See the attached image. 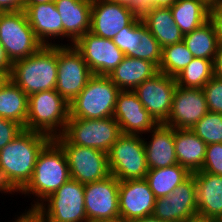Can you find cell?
<instances>
[{
	"label": "cell",
	"instance_id": "5b68a950",
	"mask_svg": "<svg viewBox=\"0 0 222 222\" xmlns=\"http://www.w3.org/2000/svg\"><path fill=\"white\" fill-rule=\"evenodd\" d=\"M120 91L108 76L93 74L83 90L69 103V118L113 117Z\"/></svg>",
	"mask_w": 222,
	"mask_h": 222
},
{
	"label": "cell",
	"instance_id": "816d5d0a",
	"mask_svg": "<svg viewBox=\"0 0 222 222\" xmlns=\"http://www.w3.org/2000/svg\"><path fill=\"white\" fill-rule=\"evenodd\" d=\"M184 222H208V220H206L204 218L196 217L194 219L187 220V221H184Z\"/></svg>",
	"mask_w": 222,
	"mask_h": 222
},
{
	"label": "cell",
	"instance_id": "d6986e66",
	"mask_svg": "<svg viewBox=\"0 0 222 222\" xmlns=\"http://www.w3.org/2000/svg\"><path fill=\"white\" fill-rule=\"evenodd\" d=\"M155 199L156 198L145 179L120 181V222H132L152 215Z\"/></svg>",
	"mask_w": 222,
	"mask_h": 222
},
{
	"label": "cell",
	"instance_id": "ffe728a7",
	"mask_svg": "<svg viewBox=\"0 0 222 222\" xmlns=\"http://www.w3.org/2000/svg\"><path fill=\"white\" fill-rule=\"evenodd\" d=\"M196 183L198 217L206 220L222 218V176L198 171L192 173Z\"/></svg>",
	"mask_w": 222,
	"mask_h": 222
},
{
	"label": "cell",
	"instance_id": "ac0fdd59",
	"mask_svg": "<svg viewBox=\"0 0 222 222\" xmlns=\"http://www.w3.org/2000/svg\"><path fill=\"white\" fill-rule=\"evenodd\" d=\"M113 118L119 124L122 134H148L158 124L133 90H121L118 93Z\"/></svg>",
	"mask_w": 222,
	"mask_h": 222
},
{
	"label": "cell",
	"instance_id": "484cf974",
	"mask_svg": "<svg viewBox=\"0 0 222 222\" xmlns=\"http://www.w3.org/2000/svg\"><path fill=\"white\" fill-rule=\"evenodd\" d=\"M141 19L162 48L183 41L170 7H152Z\"/></svg>",
	"mask_w": 222,
	"mask_h": 222
},
{
	"label": "cell",
	"instance_id": "30bf717a",
	"mask_svg": "<svg viewBox=\"0 0 222 222\" xmlns=\"http://www.w3.org/2000/svg\"><path fill=\"white\" fill-rule=\"evenodd\" d=\"M113 117L104 119L69 118L63 135L73 144L109 153L121 135Z\"/></svg>",
	"mask_w": 222,
	"mask_h": 222
},
{
	"label": "cell",
	"instance_id": "83f0119b",
	"mask_svg": "<svg viewBox=\"0 0 222 222\" xmlns=\"http://www.w3.org/2000/svg\"><path fill=\"white\" fill-rule=\"evenodd\" d=\"M170 9L183 35L196 30L210 19V7L201 0H176Z\"/></svg>",
	"mask_w": 222,
	"mask_h": 222
},
{
	"label": "cell",
	"instance_id": "7a4b0ae2",
	"mask_svg": "<svg viewBox=\"0 0 222 222\" xmlns=\"http://www.w3.org/2000/svg\"><path fill=\"white\" fill-rule=\"evenodd\" d=\"M57 45H43L37 52L12 64L9 78L27 96L55 89L57 83Z\"/></svg>",
	"mask_w": 222,
	"mask_h": 222
},
{
	"label": "cell",
	"instance_id": "60d3db41",
	"mask_svg": "<svg viewBox=\"0 0 222 222\" xmlns=\"http://www.w3.org/2000/svg\"><path fill=\"white\" fill-rule=\"evenodd\" d=\"M16 216L13 222H47L37 208H29L27 211L25 209L24 213Z\"/></svg>",
	"mask_w": 222,
	"mask_h": 222
},
{
	"label": "cell",
	"instance_id": "52a82bcc",
	"mask_svg": "<svg viewBox=\"0 0 222 222\" xmlns=\"http://www.w3.org/2000/svg\"><path fill=\"white\" fill-rule=\"evenodd\" d=\"M84 189V184L71 178L45 199L37 209L47 222H88Z\"/></svg>",
	"mask_w": 222,
	"mask_h": 222
},
{
	"label": "cell",
	"instance_id": "e575fe53",
	"mask_svg": "<svg viewBox=\"0 0 222 222\" xmlns=\"http://www.w3.org/2000/svg\"><path fill=\"white\" fill-rule=\"evenodd\" d=\"M130 57L148 60L159 67L162 58V47L147 28L141 32L140 44Z\"/></svg>",
	"mask_w": 222,
	"mask_h": 222
},
{
	"label": "cell",
	"instance_id": "4fadbf2b",
	"mask_svg": "<svg viewBox=\"0 0 222 222\" xmlns=\"http://www.w3.org/2000/svg\"><path fill=\"white\" fill-rule=\"evenodd\" d=\"M73 45L95 75L109 76L125 57L112 39L96 36L90 31Z\"/></svg>",
	"mask_w": 222,
	"mask_h": 222
},
{
	"label": "cell",
	"instance_id": "7402d4cb",
	"mask_svg": "<svg viewBox=\"0 0 222 222\" xmlns=\"http://www.w3.org/2000/svg\"><path fill=\"white\" fill-rule=\"evenodd\" d=\"M63 25V39L70 38L73 45L90 31L92 0H55Z\"/></svg>",
	"mask_w": 222,
	"mask_h": 222
},
{
	"label": "cell",
	"instance_id": "3957f363",
	"mask_svg": "<svg viewBox=\"0 0 222 222\" xmlns=\"http://www.w3.org/2000/svg\"><path fill=\"white\" fill-rule=\"evenodd\" d=\"M50 140L45 134L24 129L0 150V168L23 189L32 178L39 153Z\"/></svg>",
	"mask_w": 222,
	"mask_h": 222
},
{
	"label": "cell",
	"instance_id": "f6af8a7d",
	"mask_svg": "<svg viewBox=\"0 0 222 222\" xmlns=\"http://www.w3.org/2000/svg\"><path fill=\"white\" fill-rule=\"evenodd\" d=\"M12 64L13 63L8 58L5 49L0 41V71H4L10 76Z\"/></svg>",
	"mask_w": 222,
	"mask_h": 222
},
{
	"label": "cell",
	"instance_id": "d6a6232c",
	"mask_svg": "<svg viewBox=\"0 0 222 222\" xmlns=\"http://www.w3.org/2000/svg\"><path fill=\"white\" fill-rule=\"evenodd\" d=\"M193 131L207 145L222 143V114L208 111L192 128Z\"/></svg>",
	"mask_w": 222,
	"mask_h": 222
},
{
	"label": "cell",
	"instance_id": "d4e9b609",
	"mask_svg": "<svg viewBox=\"0 0 222 222\" xmlns=\"http://www.w3.org/2000/svg\"><path fill=\"white\" fill-rule=\"evenodd\" d=\"M158 72V67L148 60L125 56L108 77L120 90H134Z\"/></svg>",
	"mask_w": 222,
	"mask_h": 222
},
{
	"label": "cell",
	"instance_id": "ba28073f",
	"mask_svg": "<svg viewBox=\"0 0 222 222\" xmlns=\"http://www.w3.org/2000/svg\"><path fill=\"white\" fill-rule=\"evenodd\" d=\"M0 41L12 63L34 54L43 46L24 10L0 12Z\"/></svg>",
	"mask_w": 222,
	"mask_h": 222
},
{
	"label": "cell",
	"instance_id": "7c38bea8",
	"mask_svg": "<svg viewBox=\"0 0 222 222\" xmlns=\"http://www.w3.org/2000/svg\"><path fill=\"white\" fill-rule=\"evenodd\" d=\"M119 183L111 174L85 184L84 201L88 222H120Z\"/></svg>",
	"mask_w": 222,
	"mask_h": 222
},
{
	"label": "cell",
	"instance_id": "ee69618b",
	"mask_svg": "<svg viewBox=\"0 0 222 222\" xmlns=\"http://www.w3.org/2000/svg\"><path fill=\"white\" fill-rule=\"evenodd\" d=\"M213 76L222 80V43L218 44L213 61Z\"/></svg>",
	"mask_w": 222,
	"mask_h": 222
},
{
	"label": "cell",
	"instance_id": "603a6c76",
	"mask_svg": "<svg viewBox=\"0 0 222 222\" xmlns=\"http://www.w3.org/2000/svg\"><path fill=\"white\" fill-rule=\"evenodd\" d=\"M175 128L164 123L157 124L148 133L150 141H145L146 163L148 169L164 168L178 163L174 145Z\"/></svg>",
	"mask_w": 222,
	"mask_h": 222
},
{
	"label": "cell",
	"instance_id": "db71d44e",
	"mask_svg": "<svg viewBox=\"0 0 222 222\" xmlns=\"http://www.w3.org/2000/svg\"><path fill=\"white\" fill-rule=\"evenodd\" d=\"M208 222H222V221L218 219V220H208Z\"/></svg>",
	"mask_w": 222,
	"mask_h": 222
},
{
	"label": "cell",
	"instance_id": "8992f818",
	"mask_svg": "<svg viewBox=\"0 0 222 222\" xmlns=\"http://www.w3.org/2000/svg\"><path fill=\"white\" fill-rule=\"evenodd\" d=\"M108 167L119 181L145 179L148 167L143 136L121 134L108 153Z\"/></svg>",
	"mask_w": 222,
	"mask_h": 222
},
{
	"label": "cell",
	"instance_id": "d590c367",
	"mask_svg": "<svg viewBox=\"0 0 222 222\" xmlns=\"http://www.w3.org/2000/svg\"><path fill=\"white\" fill-rule=\"evenodd\" d=\"M202 89L208 110L222 114V80L213 76Z\"/></svg>",
	"mask_w": 222,
	"mask_h": 222
},
{
	"label": "cell",
	"instance_id": "e0dca14e",
	"mask_svg": "<svg viewBox=\"0 0 222 222\" xmlns=\"http://www.w3.org/2000/svg\"><path fill=\"white\" fill-rule=\"evenodd\" d=\"M202 88L177 86L169 116L164 123L176 129H190L208 112Z\"/></svg>",
	"mask_w": 222,
	"mask_h": 222
},
{
	"label": "cell",
	"instance_id": "836d02e7",
	"mask_svg": "<svg viewBox=\"0 0 222 222\" xmlns=\"http://www.w3.org/2000/svg\"><path fill=\"white\" fill-rule=\"evenodd\" d=\"M145 28L146 25L140 18L133 26L124 27L118 32L112 41L125 54V56H130L140 44L141 32Z\"/></svg>",
	"mask_w": 222,
	"mask_h": 222
},
{
	"label": "cell",
	"instance_id": "4dcf8cb0",
	"mask_svg": "<svg viewBox=\"0 0 222 222\" xmlns=\"http://www.w3.org/2000/svg\"><path fill=\"white\" fill-rule=\"evenodd\" d=\"M213 77V61L193 58L192 61L175 76L177 86L184 88H203Z\"/></svg>",
	"mask_w": 222,
	"mask_h": 222
},
{
	"label": "cell",
	"instance_id": "681fc988",
	"mask_svg": "<svg viewBox=\"0 0 222 222\" xmlns=\"http://www.w3.org/2000/svg\"><path fill=\"white\" fill-rule=\"evenodd\" d=\"M8 79L9 75L4 71H0V88L6 83Z\"/></svg>",
	"mask_w": 222,
	"mask_h": 222
},
{
	"label": "cell",
	"instance_id": "74e56055",
	"mask_svg": "<svg viewBox=\"0 0 222 222\" xmlns=\"http://www.w3.org/2000/svg\"><path fill=\"white\" fill-rule=\"evenodd\" d=\"M23 130L24 128L19 123L0 117V150Z\"/></svg>",
	"mask_w": 222,
	"mask_h": 222
},
{
	"label": "cell",
	"instance_id": "b9f144b4",
	"mask_svg": "<svg viewBox=\"0 0 222 222\" xmlns=\"http://www.w3.org/2000/svg\"><path fill=\"white\" fill-rule=\"evenodd\" d=\"M153 5L150 3V0H132L129 8L137 16L142 18Z\"/></svg>",
	"mask_w": 222,
	"mask_h": 222
},
{
	"label": "cell",
	"instance_id": "8fae6325",
	"mask_svg": "<svg viewBox=\"0 0 222 222\" xmlns=\"http://www.w3.org/2000/svg\"><path fill=\"white\" fill-rule=\"evenodd\" d=\"M57 58L55 90L70 103L83 90L93 73L74 45H57Z\"/></svg>",
	"mask_w": 222,
	"mask_h": 222
},
{
	"label": "cell",
	"instance_id": "c3c4849f",
	"mask_svg": "<svg viewBox=\"0 0 222 222\" xmlns=\"http://www.w3.org/2000/svg\"><path fill=\"white\" fill-rule=\"evenodd\" d=\"M55 0H24V5L44 4Z\"/></svg>",
	"mask_w": 222,
	"mask_h": 222
},
{
	"label": "cell",
	"instance_id": "277c9868",
	"mask_svg": "<svg viewBox=\"0 0 222 222\" xmlns=\"http://www.w3.org/2000/svg\"><path fill=\"white\" fill-rule=\"evenodd\" d=\"M69 120V102L55 89L28 96V114L24 129L51 139L63 135Z\"/></svg>",
	"mask_w": 222,
	"mask_h": 222
},
{
	"label": "cell",
	"instance_id": "9a60e30c",
	"mask_svg": "<svg viewBox=\"0 0 222 222\" xmlns=\"http://www.w3.org/2000/svg\"><path fill=\"white\" fill-rule=\"evenodd\" d=\"M152 215L167 222H184L198 217L194 176L191 175L170 195L156 198Z\"/></svg>",
	"mask_w": 222,
	"mask_h": 222
},
{
	"label": "cell",
	"instance_id": "ab89813d",
	"mask_svg": "<svg viewBox=\"0 0 222 222\" xmlns=\"http://www.w3.org/2000/svg\"><path fill=\"white\" fill-rule=\"evenodd\" d=\"M0 192L15 194L22 193V189L12 180L10 175L3 169L0 168Z\"/></svg>",
	"mask_w": 222,
	"mask_h": 222
},
{
	"label": "cell",
	"instance_id": "f35d334b",
	"mask_svg": "<svg viewBox=\"0 0 222 222\" xmlns=\"http://www.w3.org/2000/svg\"><path fill=\"white\" fill-rule=\"evenodd\" d=\"M210 20L215 26L218 42L222 43V0H217L210 7Z\"/></svg>",
	"mask_w": 222,
	"mask_h": 222
},
{
	"label": "cell",
	"instance_id": "1f68e13d",
	"mask_svg": "<svg viewBox=\"0 0 222 222\" xmlns=\"http://www.w3.org/2000/svg\"><path fill=\"white\" fill-rule=\"evenodd\" d=\"M193 58L192 53L183 41L164 46L162 48V58L158 70L163 74L175 77Z\"/></svg>",
	"mask_w": 222,
	"mask_h": 222
},
{
	"label": "cell",
	"instance_id": "f5cc1de1",
	"mask_svg": "<svg viewBox=\"0 0 222 222\" xmlns=\"http://www.w3.org/2000/svg\"><path fill=\"white\" fill-rule=\"evenodd\" d=\"M203 1L205 4H207L209 7L213 6L214 3L217 1V0H201Z\"/></svg>",
	"mask_w": 222,
	"mask_h": 222
},
{
	"label": "cell",
	"instance_id": "44dd1931",
	"mask_svg": "<svg viewBox=\"0 0 222 222\" xmlns=\"http://www.w3.org/2000/svg\"><path fill=\"white\" fill-rule=\"evenodd\" d=\"M24 12L37 39L43 45H60L56 42L52 43L54 38H61V40L63 38L62 20L54 1L44 4L24 5ZM49 40L51 41L49 42Z\"/></svg>",
	"mask_w": 222,
	"mask_h": 222
},
{
	"label": "cell",
	"instance_id": "6da1fadb",
	"mask_svg": "<svg viewBox=\"0 0 222 222\" xmlns=\"http://www.w3.org/2000/svg\"><path fill=\"white\" fill-rule=\"evenodd\" d=\"M71 179L67 158L61 146L51 139L39 153L33 175L22 189V194H32L35 201L31 208H37L45 199Z\"/></svg>",
	"mask_w": 222,
	"mask_h": 222
},
{
	"label": "cell",
	"instance_id": "5bb4252c",
	"mask_svg": "<svg viewBox=\"0 0 222 222\" xmlns=\"http://www.w3.org/2000/svg\"><path fill=\"white\" fill-rule=\"evenodd\" d=\"M176 88L175 77L158 72L133 91L144 108L159 124L165 123L169 116Z\"/></svg>",
	"mask_w": 222,
	"mask_h": 222
},
{
	"label": "cell",
	"instance_id": "f1b7e54d",
	"mask_svg": "<svg viewBox=\"0 0 222 222\" xmlns=\"http://www.w3.org/2000/svg\"><path fill=\"white\" fill-rule=\"evenodd\" d=\"M192 174L180 164L164 168L148 169L145 180L155 198L168 196Z\"/></svg>",
	"mask_w": 222,
	"mask_h": 222
},
{
	"label": "cell",
	"instance_id": "2e32d148",
	"mask_svg": "<svg viewBox=\"0 0 222 222\" xmlns=\"http://www.w3.org/2000/svg\"><path fill=\"white\" fill-rule=\"evenodd\" d=\"M140 17L125 5L108 0H92L90 32L113 39L126 26H133Z\"/></svg>",
	"mask_w": 222,
	"mask_h": 222
},
{
	"label": "cell",
	"instance_id": "f546056e",
	"mask_svg": "<svg viewBox=\"0 0 222 222\" xmlns=\"http://www.w3.org/2000/svg\"><path fill=\"white\" fill-rule=\"evenodd\" d=\"M183 42L194 58L214 61L219 42L215 26L210 19L196 30L184 34Z\"/></svg>",
	"mask_w": 222,
	"mask_h": 222
},
{
	"label": "cell",
	"instance_id": "7bdbcfd3",
	"mask_svg": "<svg viewBox=\"0 0 222 222\" xmlns=\"http://www.w3.org/2000/svg\"><path fill=\"white\" fill-rule=\"evenodd\" d=\"M24 10V0H0V12H16Z\"/></svg>",
	"mask_w": 222,
	"mask_h": 222
},
{
	"label": "cell",
	"instance_id": "4316f807",
	"mask_svg": "<svg viewBox=\"0 0 222 222\" xmlns=\"http://www.w3.org/2000/svg\"><path fill=\"white\" fill-rule=\"evenodd\" d=\"M28 96L10 78L0 88V117L26 126Z\"/></svg>",
	"mask_w": 222,
	"mask_h": 222
},
{
	"label": "cell",
	"instance_id": "f907efd6",
	"mask_svg": "<svg viewBox=\"0 0 222 222\" xmlns=\"http://www.w3.org/2000/svg\"><path fill=\"white\" fill-rule=\"evenodd\" d=\"M108 1L115 2V3H118V4H122V5H125V6H128V7L132 3V0H108Z\"/></svg>",
	"mask_w": 222,
	"mask_h": 222
},
{
	"label": "cell",
	"instance_id": "7dc6e473",
	"mask_svg": "<svg viewBox=\"0 0 222 222\" xmlns=\"http://www.w3.org/2000/svg\"><path fill=\"white\" fill-rule=\"evenodd\" d=\"M132 222H167V221L158 219L153 215H149V216L143 217L141 219L134 220Z\"/></svg>",
	"mask_w": 222,
	"mask_h": 222
},
{
	"label": "cell",
	"instance_id": "cb8c5ba5",
	"mask_svg": "<svg viewBox=\"0 0 222 222\" xmlns=\"http://www.w3.org/2000/svg\"><path fill=\"white\" fill-rule=\"evenodd\" d=\"M175 154L178 164L191 174L201 171L207 144L190 129H176L174 132Z\"/></svg>",
	"mask_w": 222,
	"mask_h": 222
},
{
	"label": "cell",
	"instance_id": "bcb514c9",
	"mask_svg": "<svg viewBox=\"0 0 222 222\" xmlns=\"http://www.w3.org/2000/svg\"><path fill=\"white\" fill-rule=\"evenodd\" d=\"M176 0H150L153 7H171Z\"/></svg>",
	"mask_w": 222,
	"mask_h": 222
},
{
	"label": "cell",
	"instance_id": "9c48e42d",
	"mask_svg": "<svg viewBox=\"0 0 222 222\" xmlns=\"http://www.w3.org/2000/svg\"><path fill=\"white\" fill-rule=\"evenodd\" d=\"M54 140L64 151L70 176L81 184L102 180L110 175L108 154L95 148L73 145L64 135Z\"/></svg>",
	"mask_w": 222,
	"mask_h": 222
},
{
	"label": "cell",
	"instance_id": "8d00e7d4",
	"mask_svg": "<svg viewBox=\"0 0 222 222\" xmlns=\"http://www.w3.org/2000/svg\"><path fill=\"white\" fill-rule=\"evenodd\" d=\"M201 171L222 176V143L207 145Z\"/></svg>",
	"mask_w": 222,
	"mask_h": 222
}]
</instances>
